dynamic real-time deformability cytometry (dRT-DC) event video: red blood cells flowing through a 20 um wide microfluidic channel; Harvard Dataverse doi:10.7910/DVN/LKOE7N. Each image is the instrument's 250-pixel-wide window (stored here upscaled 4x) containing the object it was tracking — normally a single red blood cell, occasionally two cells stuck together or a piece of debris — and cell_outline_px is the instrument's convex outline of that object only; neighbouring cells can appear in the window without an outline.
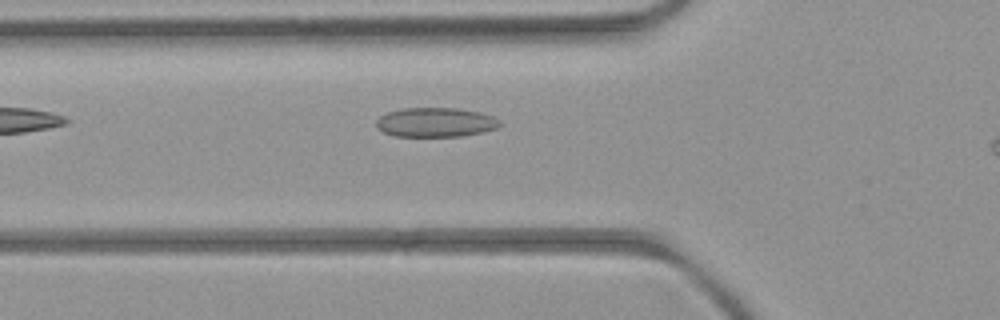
{"species": "common noctule bat (a hibernating species)", "species_latin": "Nyctalus noctula", "temperature_condition": "room temperature", "stored_images_in_passage": 8, "camera_frame_rate_fps": 3000, "um_per_image_px": 0.085, "animal": {"sex": "female", "body_mass_g": 21.9}, "frame": {"image": 1, "passage_image": 7, "time_ms": 7.667, "image_size_px": [1000, 320], "cell_outline_px": [[500, 124], [496, 128], [480, 132], [460, 136], [396, 136], [384, 132], [376, 124], [376, 120], [380, 116], [388, 112], [404, 108], [456, 108], [480, 112], [492, 116], [500, 120]], "centroid_in_image_um": [37.02, 10.39], "position_along_channel_um": 88.8, "area_um2": 20.87}}